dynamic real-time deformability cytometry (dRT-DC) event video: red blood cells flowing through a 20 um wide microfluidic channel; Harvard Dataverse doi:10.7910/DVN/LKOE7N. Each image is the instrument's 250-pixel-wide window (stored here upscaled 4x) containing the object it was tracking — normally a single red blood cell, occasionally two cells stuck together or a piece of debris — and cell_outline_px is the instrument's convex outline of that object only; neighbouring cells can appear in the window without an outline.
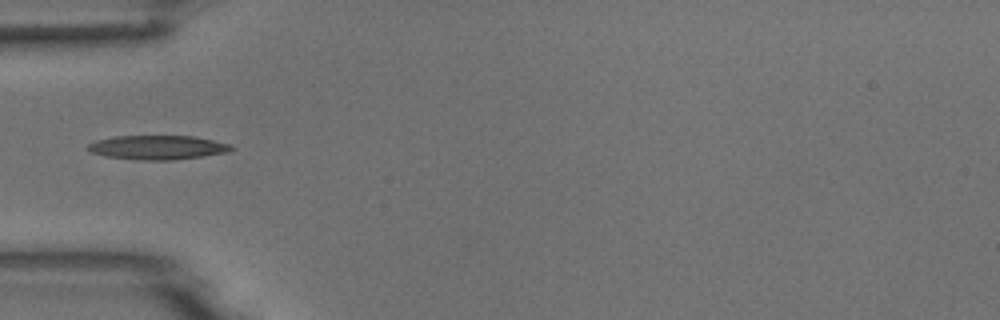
{"species": "common noctule bat (a hibernating species)", "species_latin": "Nyctalus noctula", "temperature_condition": "room temperature", "stored_images_in_passage": 3, "camera_frame_rate_fps": 3000, "um_per_image_px": 0.085, "animal": {"sex": "male", "body_mass_g": 18.8}, "frame": {"image": 1, "passage_image": 1, "time_ms": 0.0, "image_size_px": [1000, 320], "cell_outline_px": [[236, 148], [232, 152], [204, 156], [172, 160], [140, 160], [104, 156], [92, 152], [88, 148], [88, 144], [96, 140], [116, 136], [196, 136], [232, 144]], "centroid_in_image_um": [13.49, 12.53], "position_along_channel_um": 71.5, "area_um2": 20.4}}